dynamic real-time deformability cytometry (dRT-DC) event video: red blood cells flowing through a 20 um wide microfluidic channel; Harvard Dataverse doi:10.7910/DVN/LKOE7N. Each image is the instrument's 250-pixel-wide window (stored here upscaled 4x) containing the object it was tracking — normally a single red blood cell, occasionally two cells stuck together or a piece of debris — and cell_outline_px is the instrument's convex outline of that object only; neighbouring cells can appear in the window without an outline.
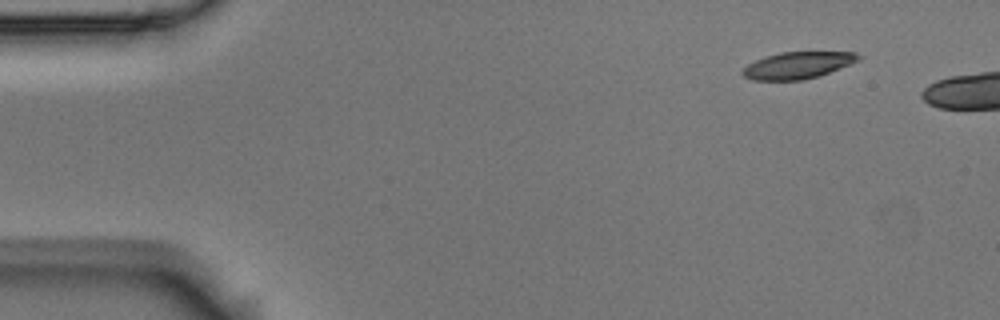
{"species": "Egyptian fruit bat (a non-hibernating species)", "species_latin": "Rousettus aegyptiacus", "temperature_condition": "room temperature", "stored_images_in_passage": 5, "camera_frame_rate_fps": 3000, "um_per_image_px": 0.085, "animal": {"sex": "male"}, "frame": {"image": 1, "passage_image": 1, "time_ms": 0.0, "image_size_px": [1000, 320], "cell_outline_px": [[864, 56], [860, 60], [828, 72], [804, 80], [752, 80], [744, 76], [740, 72], [748, 64], [756, 60], [780, 52], [856, 52]], "centroid_in_image_um": [67.82, 5.54], "position_along_channel_um": 17.2, "area_um2": 17.92}}